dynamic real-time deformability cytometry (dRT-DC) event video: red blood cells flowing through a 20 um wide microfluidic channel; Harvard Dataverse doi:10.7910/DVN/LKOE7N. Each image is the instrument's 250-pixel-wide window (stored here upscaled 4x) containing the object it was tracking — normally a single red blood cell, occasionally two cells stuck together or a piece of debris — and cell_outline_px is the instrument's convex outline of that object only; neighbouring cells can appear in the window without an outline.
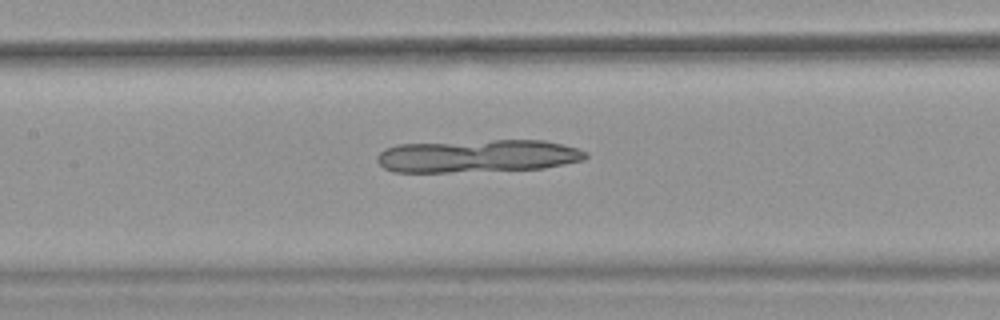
{"species": "common noctule bat (a hibernating species)", "species_latin": "Nyctalus noctula", "temperature_condition": "warm", "stored_images_in_passage": 38, "camera_frame_rate_fps": 3000, "um_per_image_px": 0.085, "animal": {"sex": "female", "body_mass_g": 18.4}, "frame": {"image": 1, "passage_image": 12, "time_ms": 3.667, "image_size_px": [1000, 320], "cell_outline_px": [[588, 156], [584, 160], [544, 168], [448, 172], [392, 172], [384, 168], [376, 160], [376, 156], [384, 148], [396, 144], [492, 140], [544, 140], [576, 148], [588, 152]], "centroid_in_image_um": [40.56, 13.25], "position_along_channel_um": 166.8, "area_um2": 39.94}}